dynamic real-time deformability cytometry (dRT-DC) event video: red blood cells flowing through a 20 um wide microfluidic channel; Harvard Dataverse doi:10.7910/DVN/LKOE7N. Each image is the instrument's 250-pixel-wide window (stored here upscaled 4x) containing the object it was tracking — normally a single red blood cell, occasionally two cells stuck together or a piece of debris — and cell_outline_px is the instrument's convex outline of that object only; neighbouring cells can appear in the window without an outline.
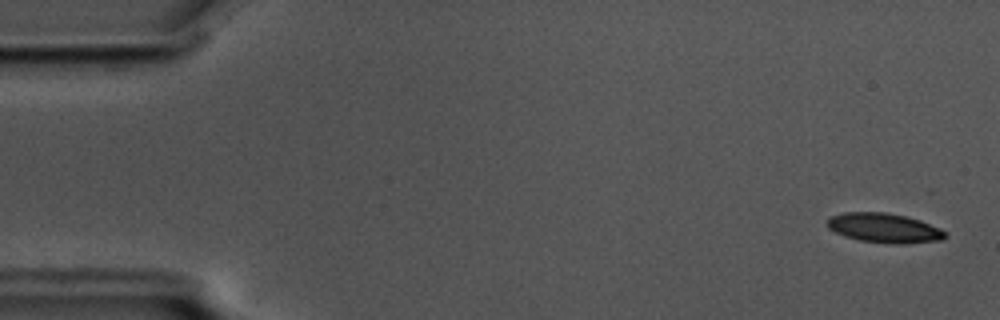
{"species": "common noctule bat (a hibernating species)", "species_latin": "Nyctalus noctula", "temperature_condition": "cold", "stored_images_in_passage": 56, "camera_frame_rate_fps": 3000, "um_per_image_px": 0.085, "animal": {"sex": "male", "body_mass_g": 17.5, "forearm_length_mm": 52.3}, "frame": {"image": 1, "passage_image": 2, "time_ms": 0.333, "image_size_px": [1000, 320], "cell_outline_px": [[948, 236], [944, 240], [904, 244], [896, 244], [860, 240], [844, 236], [828, 228], [828, 220], [832, 216], [844, 212], [884, 212], [904, 216], [920, 220], [940, 228], [948, 232]], "centroid_in_image_um": [75.22, 19.39], "position_along_channel_um": 9.8, "area_um2": 20.29}}
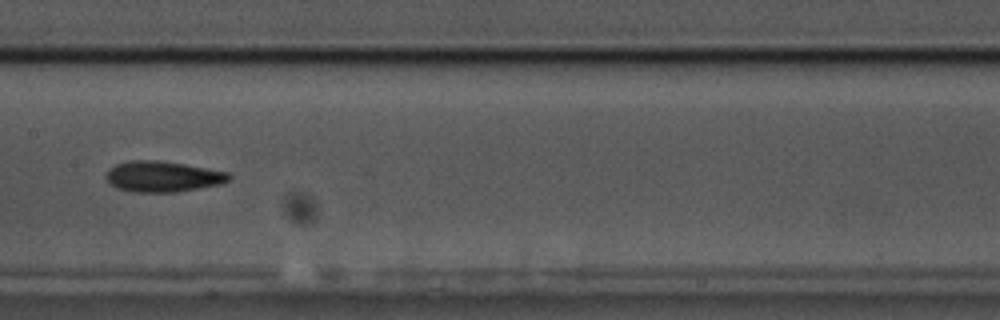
{"frame": {"image": 2, "passage_image": 28, "time_ms": 9.0, "image_size_px": [1000, 320], "cell_outline_px": [[232, 176], [224, 184], [176, 192], [132, 192], [116, 188], [108, 180], [108, 172], [116, 164], [132, 160], [156, 160], [184, 164], [228, 172]], "centroid_in_image_um": [13.89, 15.01], "position_along_channel_um": 193.5, "area_um2": 21.85}}
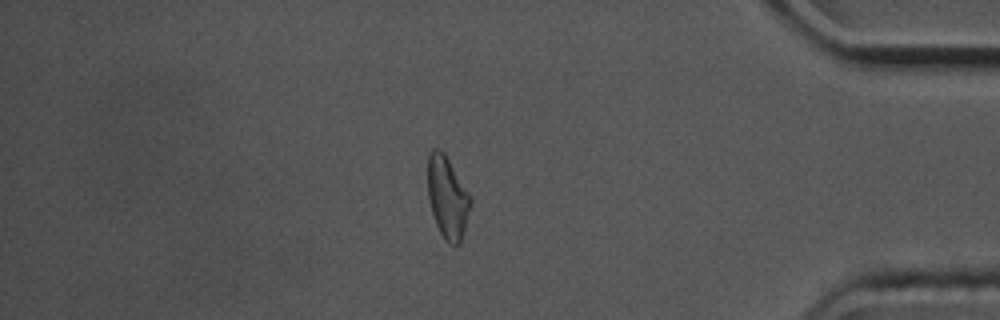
{"frame": {"image": 3, "passage_image": 48, "time_ms": 15.667, "image_size_px": [1000, 320], "cell_outline_px": [[472, 200], [464, 232], [460, 244], [456, 248], [448, 244], [444, 240], [436, 224], [428, 200], [428, 156], [432, 148], [440, 148], [444, 152], [472, 196]], "centroid_in_image_um": [38.05, 16.8], "position_along_channel_um": 397.2, "area_um2": 20.87}, "authors_computed_cell_mechanics": {"area_um2": 20.9525, "velocity_mm_per_s": 3.5741, "shape_relaxation_time_tau1_ms": 8.6213, "shape_relaxation_time_tau2_ms": 4.4139, "deformation_change_tau1": 0.1925, "deformation_change_tau2": 0.1258}}